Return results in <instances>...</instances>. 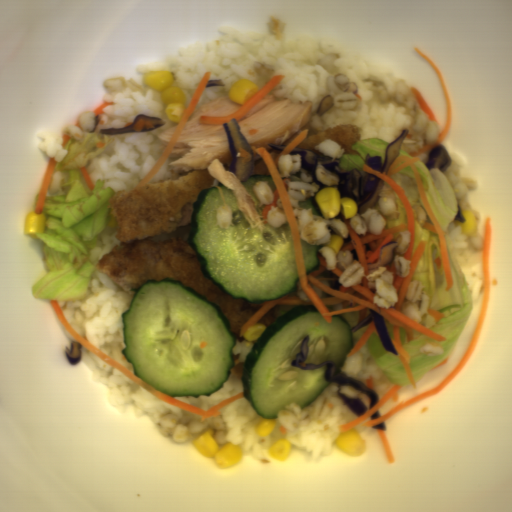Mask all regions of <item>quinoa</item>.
<instances>
[{"label":"quinoa","mask_w":512,"mask_h":512,"mask_svg":"<svg viewBox=\"0 0 512 512\" xmlns=\"http://www.w3.org/2000/svg\"><path fill=\"white\" fill-rule=\"evenodd\" d=\"M276 169L280 177H289L300 173V180H287L285 189L289 197L297 223L299 239L311 245H325L331 241V234L348 238V227L343 220L325 219L314 215L312 208H301L299 203L308 198H315L320 190L308 171L303 169V158L298 153L281 155Z\"/></svg>","instance_id":"quinoa-1"},{"label":"quinoa","mask_w":512,"mask_h":512,"mask_svg":"<svg viewBox=\"0 0 512 512\" xmlns=\"http://www.w3.org/2000/svg\"><path fill=\"white\" fill-rule=\"evenodd\" d=\"M366 83H372L371 91L376 95L379 105L395 102L397 106L403 107L411 116L408 134L401 145L405 146L412 153L420 151L428 145H433L440 134L438 122L429 121L428 116L420 107L418 101L411 93L404 81L397 82L394 93H389L386 85L370 78H364Z\"/></svg>","instance_id":"quinoa-2"},{"label":"quinoa","mask_w":512,"mask_h":512,"mask_svg":"<svg viewBox=\"0 0 512 512\" xmlns=\"http://www.w3.org/2000/svg\"><path fill=\"white\" fill-rule=\"evenodd\" d=\"M158 430L163 437L171 436L175 443L183 444L194 440L203 432H209L220 440L227 434V428L221 418L202 419L200 414L184 411L181 417L163 413L158 422Z\"/></svg>","instance_id":"quinoa-3"},{"label":"quinoa","mask_w":512,"mask_h":512,"mask_svg":"<svg viewBox=\"0 0 512 512\" xmlns=\"http://www.w3.org/2000/svg\"><path fill=\"white\" fill-rule=\"evenodd\" d=\"M326 261L327 271L339 269L340 274L338 281L344 288H350L359 284L364 275L362 262L354 260L353 253L350 250H339L338 254L328 246L319 249Z\"/></svg>","instance_id":"quinoa-4"},{"label":"quinoa","mask_w":512,"mask_h":512,"mask_svg":"<svg viewBox=\"0 0 512 512\" xmlns=\"http://www.w3.org/2000/svg\"><path fill=\"white\" fill-rule=\"evenodd\" d=\"M431 304L429 295L424 291V286L419 280L412 281L407 289L402 311L425 328L436 326L434 316L429 315L428 309Z\"/></svg>","instance_id":"quinoa-5"},{"label":"quinoa","mask_w":512,"mask_h":512,"mask_svg":"<svg viewBox=\"0 0 512 512\" xmlns=\"http://www.w3.org/2000/svg\"><path fill=\"white\" fill-rule=\"evenodd\" d=\"M370 289H375L373 304L377 308H389L399 301V291L394 287V273L386 266H379L366 277Z\"/></svg>","instance_id":"quinoa-6"},{"label":"quinoa","mask_w":512,"mask_h":512,"mask_svg":"<svg viewBox=\"0 0 512 512\" xmlns=\"http://www.w3.org/2000/svg\"><path fill=\"white\" fill-rule=\"evenodd\" d=\"M325 88L334 100L333 108L353 109L361 102L356 96L358 86L346 74L338 73L326 77Z\"/></svg>","instance_id":"quinoa-7"},{"label":"quinoa","mask_w":512,"mask_h":512,"mask_svg":"<svg viewBox=\"0 0 512 512\" xmlns=\"http://www.w3.org/2000/svg\"><path fill=\"white\" fill-rule=\"evenodd\" d=\"M350 225L358 235L366 236L367 232L381 233L387 228V222L377 209L368 208L363 213L352 216Z\"/></svg>","instance_id":"quinoa-8"},{"label":"quinoa","mask_w":512,"mask_h":512,"mask_svg":"<svg viewBox=\"0 0 512 512\" xmlns=\"http://www.w3.org/2000/svg\"><path fill=\"white\" fill-rule=\"evenodd\" d=\"M459 171V166L452 161L448 168L442 173L449 181L456 194L457 205L465 207L468 204L466 194L469 187H477V182L472 177L460 176Z\"/></svg>","instance_id":"quinoa-9"},{"label":"quinoa","mask_w":512,"mask_h":512,"mask_svg":"<svg viewBox=\"0 0 512 512\" xmlns=\"http://www.w3.org/2000/svg\"><path fill=\"white\" fill-rule=\"evenodd\" d=\"M394 242H397L398 245L392 251V262H394L398 276L404 278L408 276L410 272L411 262L404 258V253L407 251L411 242L410 230L399 232Z\"/></svg>","instance_id":"quinoa-10"},{"label":"quinoa","mask_w":512,"mask_h":512,"mask_svg":"<svg viewBox=\"0 0 512 512\" xmlns=\"http://www.w3.org/2000/svg\"><path fill=\"white\" fill-rule=\"evenodd\" d=\"M76 124H66L65 133L71 138L76 140H83L88 134H94L97 126V119L93 112L84 111L77 117Z\"/></svg>","instance_id":"quinoa-11"},{"label":"quinoa","mask_w":512,"mask_h":512,"mask_svg":"<svg viewBox=\"0 0 512 512\" xmlns=\"http://www.w3.org/2000/svg\"><path fill=\"white\" fill-rule=\"evenodd\" d=\"M377 203L383 215L389 217L390 220H398L399 204L396 195L388 186L383 185Z\"/></svg>","instance_id":"quinoa-12"},{"label":"quinoa","mask_w":512,"mask_h":512,"mask_svg":"<svg viewBox=\"0 0 512 512\" xmlns=\"http://www.w3.org/2000/svg\"><path fill=\"white\" fill-rule=\"evenodd\" d=\"M103 85L110 92H123L126 88L138 92L142 87V85L137 83L134 79H125L123 76L106 79Z\"/></svg>","instance_id":"quinoa-13"},{"label":"quinoa","mask_w":512,"mask_h":512,"mask_svg":"<svg viewBox=\"0 0 512 512\" xmlns=\"http://www.w3.org/2000/svg\"><path fill=\"white\" fill-rule=\"evenodd\" d=\"M314 149L325 156L339 160L345 154L346 151L344 147L340 146L336 141L329 138L323 140L322 142L314 146Z\"/></svg>","instance_id":"quinoa-14"},{"label":"quinoa","mask_w":512,"mask_h":512,"mask_svg":"<svg viewBox=\"0 0 512 512\" xmlns=\"http://www.w3.org/2000/svg\"><path fill=\"white\" fill-rule=\"evenodd\" d=\"M288 220L287 214L285 211L284 203L282 199H277L276 207H272L269 209L267 214V222L274 228H279Z\"/></svg>","instance_id":"quinoa-15"},{"label":"quinoa","mask_w":512,"mask_h":512,"mask_svg":"<svg viewBox=\"0 0 512 512\" xmlns=\"http://www.w3.org/2000/svg\"><path fill=\"white\" fill-rule=\"evenodd\" d=\"M253 191L259 200L261 206L265 205L266 207L274 202V193L268 184V181L259 180L254 183Z\"/></svg>","instance_id":"quinoa-16"},{"label":"quinoa","mask_w":512,"mask_h":512,"mask_svg":"<svg viewBox=\"0 0 512 512\" xmlns=\"http://www.w3.org/2000/svg\"><path fill=\"white\" fill-rule=\"evenodd\" d=\"M215 217L217 225L221 229H227L228 227H230L233 220L232 207H229L224 204L220 205L215 210Z\"/></svg>","instance_id":"quinoa-17"},{"label":"quinoa","mask_w":512,"mask_h":512,"mask_svg":"<svg viewBox=\"0 0 512 512\" xmlns=\"http://www.w3.org/2000/svg\"><path fill=\"white\" fill-rule=\"evenodd\" d=\"M66 181V176L62 171H55L51 176L50 183L48 185V189L50 193L57 192L58 195L66 194L61 187Z\"/></svg>","instance_id":"quinoa-18"},{"label":"quinoa","mask_w":512,"mask_h":512,"mask_svg":"<svg viewBox=\"0 0 512 512\" xmlns=\"http://www.w3.org/2000/svg\"><path fill=\"white\" fill-rule=\"evenodd\" d=\"M339 57V54L335 53L326 54L324 57L318 60L317 65H321L328 72L334 73L337 69V66H335V61Z\"/></svg>","instance_id":"quinoa-19"},{"label":"quinoa","mask_w":512,"mask_h":512,"mask_svg":"<svg viewBox=\"0 0 512 512\" xmlns=\"http://www.w3.org/2000/svg\"><path fill=\"white\" fill-rule=\"evenodd\" d=\"M420 351L425 356H437L442 355L445 349L438 342H429L423 345Z\"/></svg>","instance_id":"quinoa-20"}]
</instances>
